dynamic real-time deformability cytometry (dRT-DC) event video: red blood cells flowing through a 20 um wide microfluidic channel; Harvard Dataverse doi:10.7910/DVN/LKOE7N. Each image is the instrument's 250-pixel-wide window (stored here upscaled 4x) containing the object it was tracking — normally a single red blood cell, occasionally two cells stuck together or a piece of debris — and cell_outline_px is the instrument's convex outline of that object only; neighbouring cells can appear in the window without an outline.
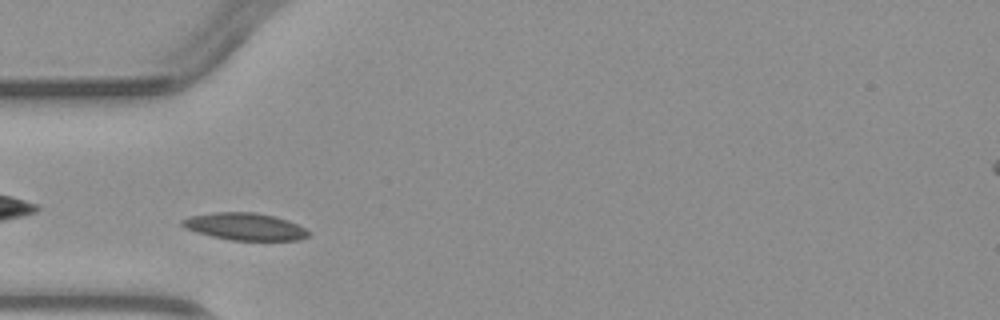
{"species": "common noctule bat (a hibernating species)", "species_latin": "Nyctalus noctula", "temperature_condition": "warm", "stored_images_in_passage": 2, "camera_frame_rate_fps": 3000, "um_per_image_px": 0.085, "animal": {"sex": "male", "body_mass_g": 23.1, "forearm_length_mm": 52.7}, "frame": {"image": 1, "passage_image": 1, "time_ms": 0.0, "image_size_px": [1000, 320], "cell_outline_px": [[312, 232], [308, 236], [296, 240], [228, 240], [196, 232], [180, 224], [180, 220], [188, 216], [212, 212], [256, 212], [276, 216], [288, 220]], "centroid_in_image_um": [20.8, 19.24], "position_along_channel_um": 64.2, "area_um2": 20.11}}
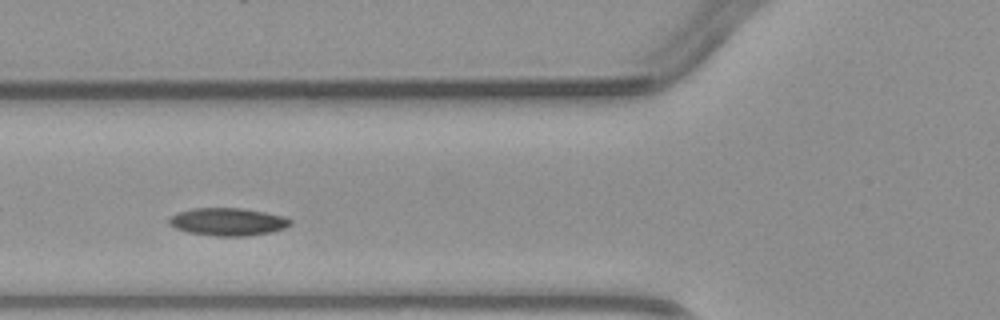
{"frame": {"image": 2, "passage_image": 2, "time_ms": 1.0, "image_size_px": [1000, 320], "cell_outline_px": [[292, 224], [284, 228], [272, 232], [244, 236], [216, 236], [188, 232], [176, 228], [168, 224], [168, 220], [176, 212], [192, 208], [244, 208], [284, 216], [292, 220]], "centroid_in_image_um": [19.37, 18.84], "position_along_channel_um": 106.4, "area_um2": 19.65}}